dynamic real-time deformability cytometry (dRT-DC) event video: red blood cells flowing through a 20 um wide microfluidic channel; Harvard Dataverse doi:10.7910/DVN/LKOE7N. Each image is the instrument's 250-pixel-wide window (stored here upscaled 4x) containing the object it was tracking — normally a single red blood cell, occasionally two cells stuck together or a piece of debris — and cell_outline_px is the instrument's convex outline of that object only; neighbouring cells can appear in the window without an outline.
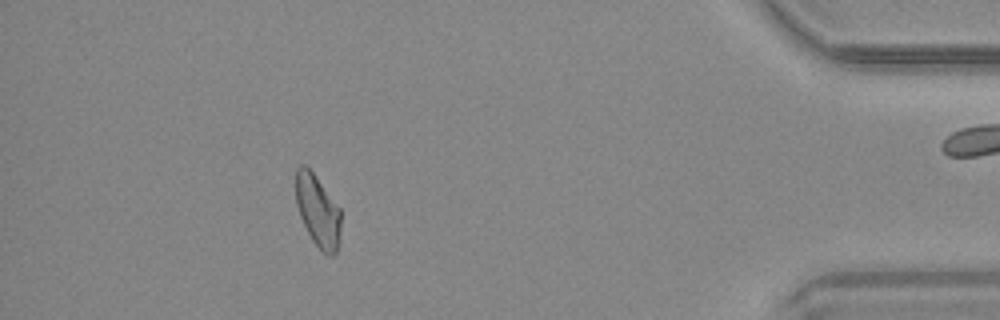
{"species": "common noctule bat (a hibernating species)", "species_latin": "Nyctalus noctula", "temperature_condition": "warm", "stored_images_in_passage": 39, "camera_frame_rate_fps": 3000, "um_per_image_px": 0.085, "animal": {"sex": "male", "body_mass_g": 20.4}, "frame": {"image": 1, "passage_image": 34, "time_ms": 11.0, "image_size_px": [1000, 320], "cell_outline_px": [[340, 236], [336, 252], [332, 256], [328, 256], [312, 240], [300, 216], [296, 204], [296, 168], [300, 164], [304, 164], [312, 172], [340, 208]], "centroid_in_image_um": [27.01, 17.92], "position_along_channel_um": 408.2, "area_um2": 18.61}}